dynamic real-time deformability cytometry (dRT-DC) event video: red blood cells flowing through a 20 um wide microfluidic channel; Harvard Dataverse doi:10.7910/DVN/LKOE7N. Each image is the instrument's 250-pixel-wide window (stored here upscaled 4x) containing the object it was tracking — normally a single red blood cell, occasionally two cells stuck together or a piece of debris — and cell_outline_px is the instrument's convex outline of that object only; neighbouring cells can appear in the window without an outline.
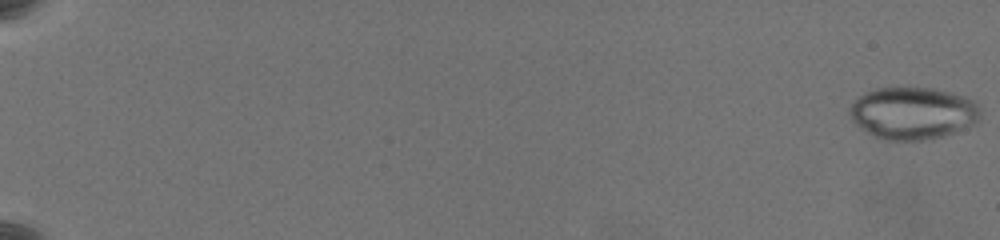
{"species": "common noctule bat (a hibernating species)", "species_latin": "Nyctalus noctula", "temperature_condition": "warm", "stored_images_in_passage": 65, "camera_frame_rate_fps": 3000, "um_per_image_px": 0.085, "animal": {"sex": "female", "body_mass_g": 19.5, "forearm_length_mm": 54.1}, "frame": {"image": 1, "passage_image": 1, "time_ms": 0.0, "image_size_px": [1000, 240], "cell_outline_px": [[980, 116], [972, 124], [956, 132], [944, 136], [928, 140], [888, 140], [872, 136], [852, 120], [848, 112], [848, 108], [852, 100], [876, 88], [932, 88], [952, 92], [976, 100], [980, 108]], "centroid_in_image_um": [77.59, 9.61], "position_along_channel_um": 7.4, "area_um2": 40.0}}
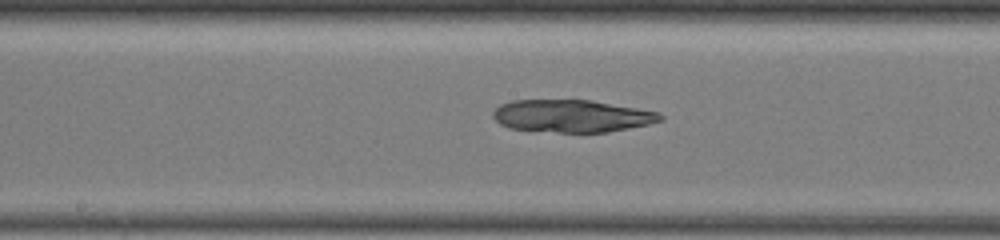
{"frame": {"image": 2, "passage_image": 38, "time_ms": 12.333, "image_size_px": [1000, 240], "cell_outline_px": [[664, 120], [648, 124], [608, 132], [556, 132], [508, 128], [500, 124], [492, 116], [492, 112], [500, 104], [512, 100], [592, 100], [660, 112], [664, 116]], "centroid_in_image_um": [48.61, 9.85], "position_along_channel_um": 199.6, "area_um2": 31.73}}
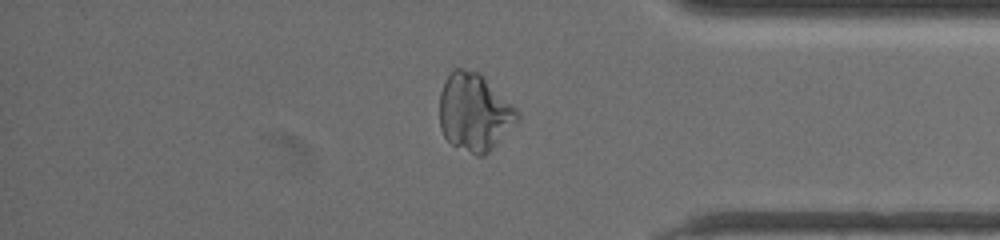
{"frame": {"image": 3, "passage_image": 56, "time_ms": 18.333, "image_size_px": [1000, 240], "cell_outline_px": [[520, 120], [484, 156], [476, 156], [452, 144], [444, 136], [440, 128], [440, 92], [444, 80], [456, 68], [464, 68], [480, 72], [520, 112]], "centroid_in_image_um": [40.33, 9.53], "position_along_channel_um": 394.9, "area_um2": 35.32}}